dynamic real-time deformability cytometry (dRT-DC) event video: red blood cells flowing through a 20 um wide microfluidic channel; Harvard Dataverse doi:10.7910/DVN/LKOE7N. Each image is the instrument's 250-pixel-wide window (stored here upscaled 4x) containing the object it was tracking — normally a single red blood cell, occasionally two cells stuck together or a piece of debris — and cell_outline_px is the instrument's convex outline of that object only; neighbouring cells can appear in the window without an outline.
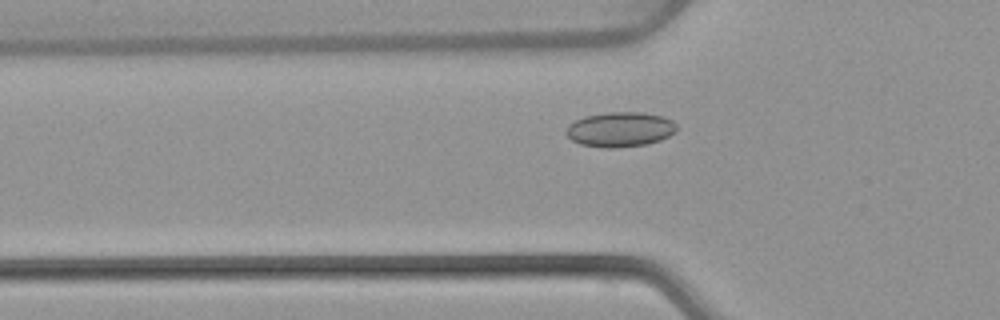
{"species": "common noctule bat (a hibernating species)", "species_latin": "Nyctalus noctula", "temperature_condition": "warm", "stored_images_in_passage": 47, "camera_frame_rate_fps": 3000, "um_per_image_px": 0.085, "animal": {"sex": "female", "body_mass_g": 22.7, "forearm_length_mm": 54.2}, "frame": {"image": 1, "passage_image": 12, "time_ms": 3.667, "image_size_px": [1000, 320], "cell_outline_px": [[676, 132], [660, 140], [648, 144], [612, 148], [604, 148], [580, 144], [572, 140], [564, 132], [568, 124], [584, 116], [608, 112], [640, 112], [664, 116], [672, 120], [676, 124]], "centroid_in_image_um": [52.7, 11.0], "position_along_channel_um": 73.1, "area_um2": 22.6}}
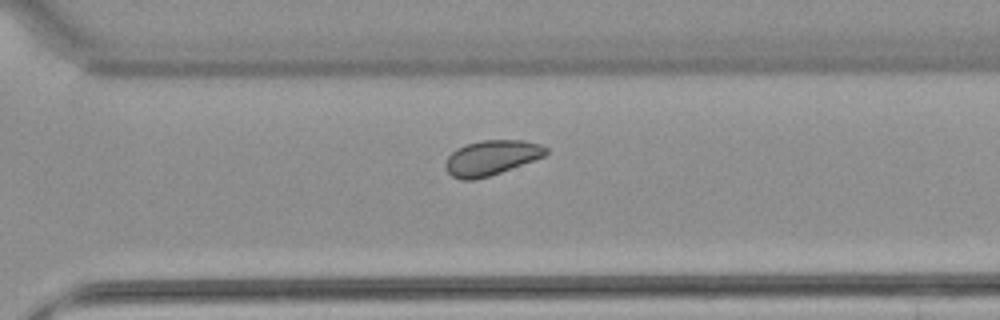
{"frame": {"image": 2, "passage_image": 32, "time_ms": 10.333, "image_size_px": [1000, 320], "cell_outline_px": [[548, 152], [544, 156], [500, 172], [476, 180], [460, 180], [452, 176], [448, 172], [444, 164], [448, 156], [456, 148], [480, 140], [524, 140], [540, 144], [548, 148]], "centroid_in_image_um": [41.75, 13.4], "position_along_channel_um": 328.9, "area_um2": 20.35}}
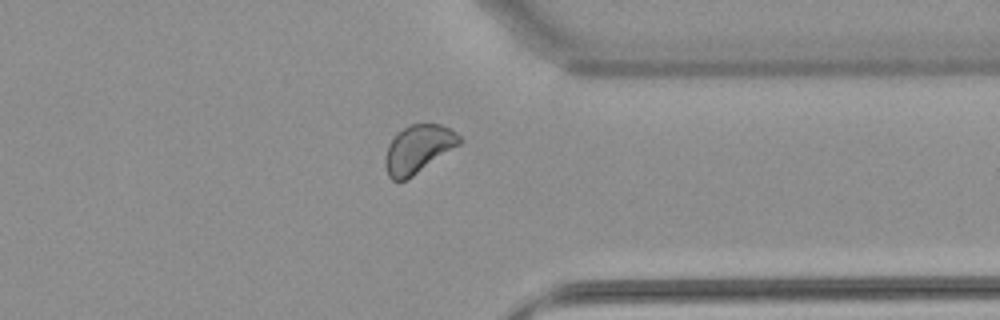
{"frame": {"image": 3, "passage_image": 36, "time_ms": 11.667, "image_size_px": [1000, 320], "cell_outline_px": [[464, 140], [460, 144], [412, 176], [404, 180], [392, 180], [388, 176], [384, 164], [384, 160], [388, 144], [404, 128], [412, 124], [440, 124], [452, 128]], "centroid_in_image_um": [35.56, 12.66], "position_along_channel_um": 375.8, "area_um2": 20.52}, "authors_computed_cell_mechanics": {"area_um2": 20.7502, "velocity_mm_per_s": 3.8353, "shape_relaxation_time_tau1_ms": null, "shape_relaxation_time_tau2_ms": 5.9041, "deformation_change_tau1": null, "deformation_change_tau2": 0.0929}}